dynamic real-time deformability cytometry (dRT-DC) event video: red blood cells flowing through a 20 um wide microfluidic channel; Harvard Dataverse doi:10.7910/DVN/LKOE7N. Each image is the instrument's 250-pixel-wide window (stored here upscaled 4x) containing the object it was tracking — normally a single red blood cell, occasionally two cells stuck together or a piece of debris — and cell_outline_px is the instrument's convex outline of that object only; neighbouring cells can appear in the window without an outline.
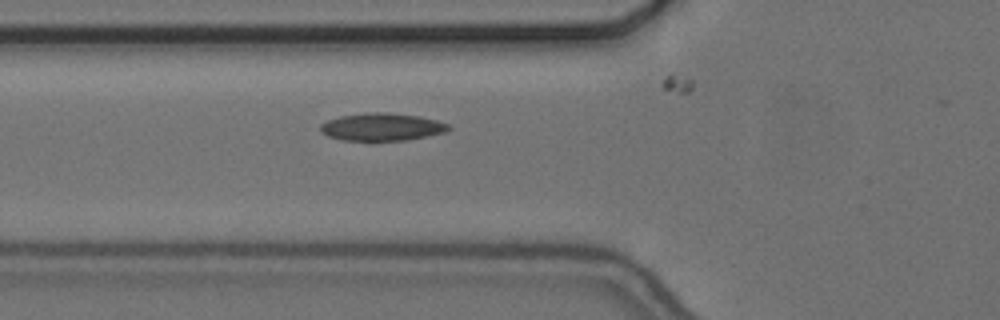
{"species": "common noctule bat (a hibernating species)", "species_latin": "Nyctalus noctula", "temperature_condition": "cold", "stored_images_in_passage": 38, "camera_frame_rate_fps": 3000, "um_per_image_px": 0.085, "animal": {"sex": "female", "body_mass_g": 24.6, "forearm_length_mm": 56.2}, "frame": {"image": 1, "passage_image": 13, "time_ms": 4.0, "image_size_px": [1000, 320], "cell_outline_px": [[452, 128], [448, 132], [408, 140], [340, 140], [328, 136], [320, 132], [320, 124], [328, 120], [340, 116], [364, 112], [388, 112], [420, 116], [436, 120], [448, 124]], "centroid_in_image_um": [32.47, 10.78], "position_along_channel_um": 93.3, "area_um2": 20.87}}
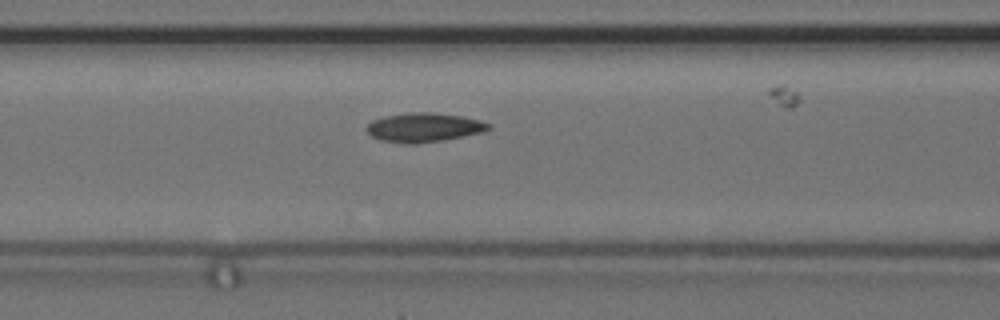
{"frame": {"image": 2, "passage_image": 16, "time_ms": 5.0, "image_size_px": [1000, 320], "cell_outline_px": [[492, 128], [484, 132], [444, 140], [416, 144], [408, 144], [380, 140], [372, 136], [364, 128], [372, 120], [384, 116], [412, 112], [432, 112], [460, 116], [480, 120], [492, 124]], "centroid_in_image_um": [36.05, 10.83], "position_along_channel_um": 130.6, "area_um2": 20.87}}
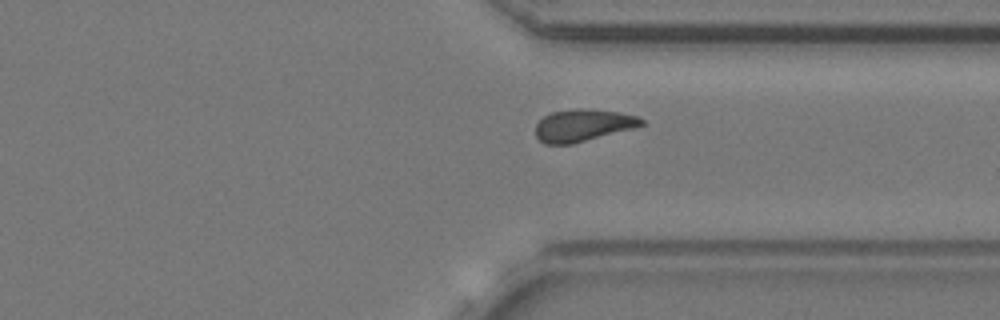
{"frame": {"image": 3, "passage_image": 35, "time_ms": 11.333, "image_size_px": [1000, 320], "cell_outline_px": [[644, 124], [636, 128], [572, 144], [544, 144], [536, 136], [536, 124], [544, 116], [552, 112], [576, 108], [588, 108], [620, 112], [636, 116], [644, 120]], "centroid_in_image_um": [49.57, 10.65], "position_along_channel_um": 361.8, "area_um2": 20.0}}